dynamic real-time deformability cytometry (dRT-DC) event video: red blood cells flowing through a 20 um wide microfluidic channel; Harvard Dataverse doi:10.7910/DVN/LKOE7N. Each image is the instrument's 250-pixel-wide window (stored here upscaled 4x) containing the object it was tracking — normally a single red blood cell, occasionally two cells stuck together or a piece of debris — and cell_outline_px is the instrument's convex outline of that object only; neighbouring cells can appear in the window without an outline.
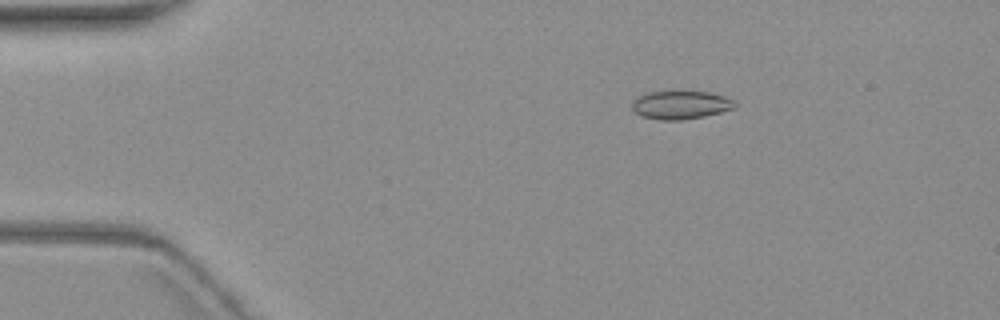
{"species": "common noctule bat (a hibernating species)", "species_latin": "Nyctalus noctula", "temperature_condition": "warm", "stored_images_in_passage": 6, "camera_frame_rate_fps": 3000, "um_per_image_px": 0.085, "animal": {"sex": "female", "body_mass_g": 19.3, "forearm_length_mm": 54.1}, "frame": {"image": 1, "passage_image": 3, "time_ms": 2.333, "image_size_px": [1000, 320], "cell_outline_px": [[736, 108], [704, 116], [680, 120], [660, 120], [640, 116], [632, 108], [632, 104], [640, 96], [648, 92], [708, 92], [724, 96], [732, 100], [736, 104]], "centroid_in_image_um": [57.87, 8.93], "position_along_channel_um": 27.1, "area_um2": 16.65}}